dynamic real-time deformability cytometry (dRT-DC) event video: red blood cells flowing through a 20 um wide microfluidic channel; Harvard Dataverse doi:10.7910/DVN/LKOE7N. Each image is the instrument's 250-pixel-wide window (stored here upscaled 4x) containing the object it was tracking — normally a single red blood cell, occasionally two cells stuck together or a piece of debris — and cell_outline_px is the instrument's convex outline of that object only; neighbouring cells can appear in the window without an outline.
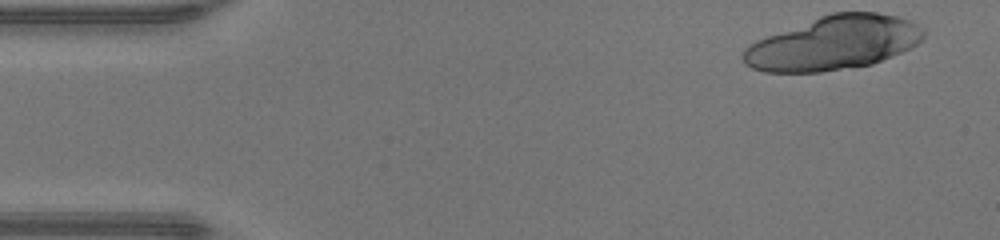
{"species": "human", "species_latin": "Homo sapiens", "temperature_condition": "warm", "stored_images_in_passage": 14, "camera_frame_rate_fps": 3000, "um_per_image_px": 0.085, "donor": {"sex": "male"}, "frame": {"image": 1, "passage_image": 1, "time_ms": 0.0, "image_size_px": [1000, 240], "cell_outline_px": [[924, 36], [916, 44], [892, 56], [872, 64], [820, 72], [764, 72], [752, 68], [744, 64], [740, 56], [744, 48], [748, 44], [756, 40], [820, 16], [832, 12], [876, 12], [896, 16], [908, 20], [924, 28]], "centroid_in_image_um": [70.8, 3.66], "position_along_channel_um": 14.2, "area_um2": 56.36}}
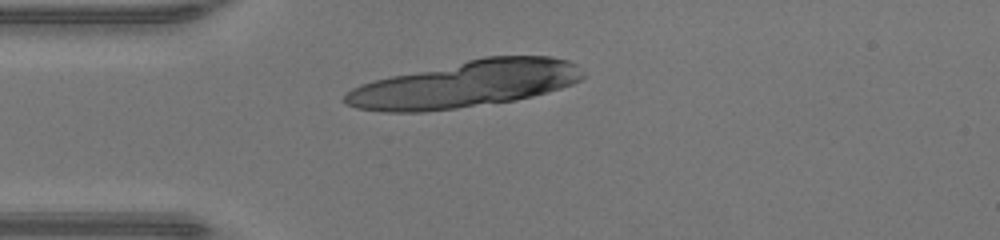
{"frame": {"image": 2, "passage_image": 10, "time_ms": 3.0, "image_size_px": [1000, 240], "cell_outline_px": [[584, 76], [580, 80], [572, 84], [548, 92], [516, 100], [456, 108], [424, 112], [384, 112], [356, 108], [344, 104], [340, 100], [352, 88], [360, 84], [392, 76], [484, 56], [548, 56], [568, 60], [576, 64]], "centroid_in_image_um": [39.53, 7.16], "position_along_channel_um": 45.5, "area_um2": 64.33}}